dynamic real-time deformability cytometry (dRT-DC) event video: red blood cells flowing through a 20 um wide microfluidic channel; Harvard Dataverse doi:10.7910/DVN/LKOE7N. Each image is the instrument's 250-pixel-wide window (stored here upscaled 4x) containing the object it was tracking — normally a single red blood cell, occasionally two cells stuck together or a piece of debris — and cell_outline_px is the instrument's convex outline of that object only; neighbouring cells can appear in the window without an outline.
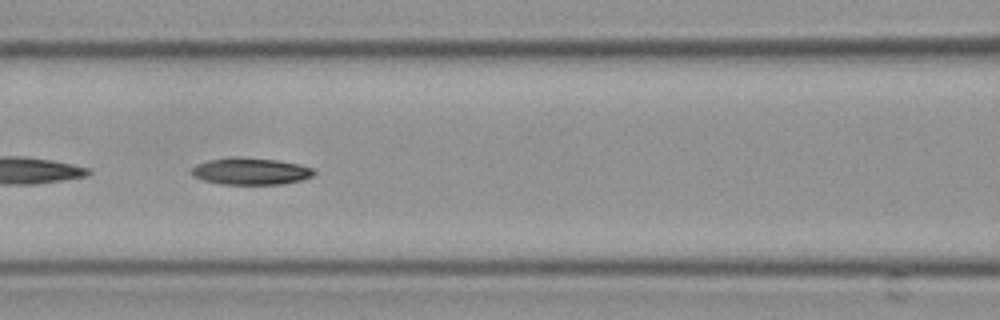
{"species": "Egyptian fruit bat (a non-hibernating species)", "species_latin": "Rousettus aegyptiacus", "temperature_condition": "cold", "stored_images_in_passage": 56, "segment_of_instrument_passage": [2, 2], "camera_frame_rate_fps": 3000, "um_per_image_px": 0.085, "frame": {"image": 1, "passage_image": 25, "time_ms": 8.0, "image_size_px": [1000, 320], "cell_outline_px": [[316, 172], [312, 176], [300, 180], [284, 184], [220, 184], [204, 180], [192, 176], [192, 168], [196, 164], [208, 160], [232, 156], [240, 156], [276, 160], [300, 164], [312, 168]], "centroid_in_image_um": [21.29, 14.54], "position_along_channel_um": 145.3, "area_um2": 19.31}}
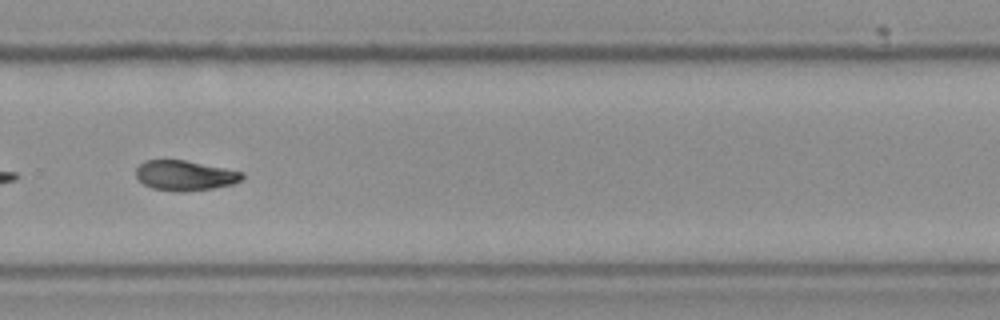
{"frame": {"image": 2, "passage_image": 39, "time_ms": 12.667, "image_size_px": [1000, 320], "cell_outline_px": [[244, 176], [240, 180], [232, 184], [212, 188], [180, 192], [176, 192], [152, 188], [144, 184], [136, 176], [136, 168], [144, 160], [184, 160], [244, 172]], "centroid_in_image_um": [15.7, 14.91], "position_along_channel_um": 314.1, "area_um2": 18.44}}
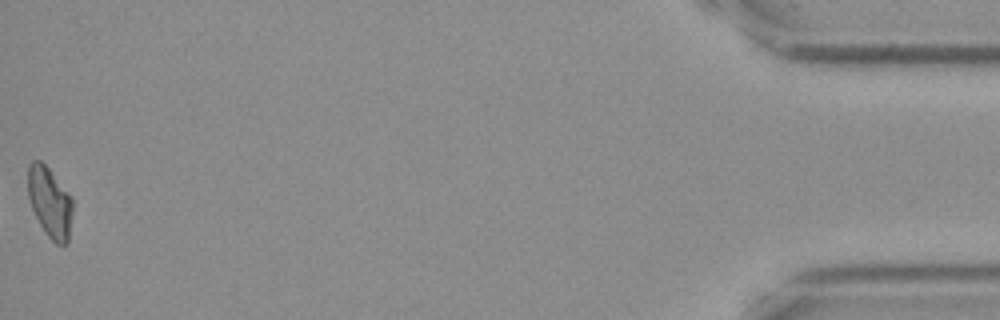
{"frame": {"image": 3, "passage_image": 56, "time_ms": 18.333, "image_size_px": [1000, 320], "cell_outline_px": [[72, 212], [68, 244], [56, 244], [48, 236], [40, 224], [32, 208], [28, 196], [28, 164], [32, 160], [40, 160], [48, 168], [72, 196]], "centroid_in_image_um": [4.24, 17.18], "position_along_channel_um": 431.0, "area_um2": 18.26}}